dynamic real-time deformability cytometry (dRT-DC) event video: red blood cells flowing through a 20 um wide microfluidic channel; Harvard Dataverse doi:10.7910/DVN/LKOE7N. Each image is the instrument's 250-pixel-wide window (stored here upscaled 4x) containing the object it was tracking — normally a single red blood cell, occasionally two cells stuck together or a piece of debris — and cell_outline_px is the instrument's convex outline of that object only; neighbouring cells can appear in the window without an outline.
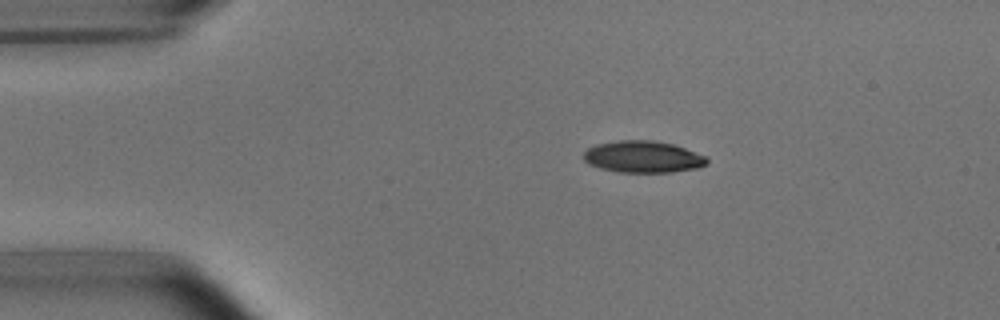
{"species": "common noctule bat (a hibernating species)", "species_latin": "Nyctalus noctula", "temperature_condition": "room temperature", "stored_images_in_passage": 3, "camera_frame_rate_fps": 3000, "um_per_image_px": 0.085, "animal": {"sex": "male", "body_mass_g": 15.6}, "frame": {"image": 1, "passage_image": 1, "time_ms": 0.0, "image_size_px": [1000, 320], "cell_outline_px": [[708, 164], [700, 168], [672, 172], [616, 172], [600, 168], [588, 164], [584, 160], [584, 152], [588, 148], [596, 144], [616, 140], [652, 140], [672, 144], [684, 148], [704, 156], [708, 160]], "centroid_in_image_um": [54.63, 13.33], "position_along_channel_um": 30.4, "area_um2": 22.89}}
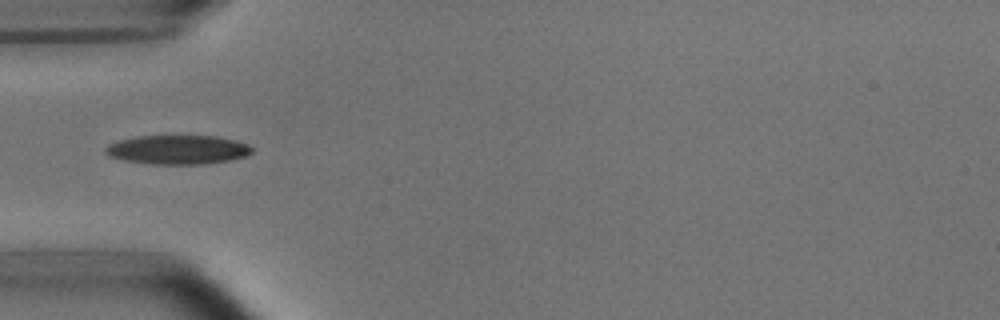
{"frame": {"image": 2, "passage_image": 3, "time_ms": 2.333, "image_size_px": [1000, 320], "cell_outline_px": [[252, 152], [244, 156], [228, 160], [204, 164], [152, 164], [124, 160], [112, 156], [104, 152], [104, 148], [108, 144], [120, 140], [136, 136], [216, 136], [236, 140], [248, 144], [252, 148]], "centroid_in_image_um": [15.1, 12.72], "position_along_channel_um": 69.9, "area_um2": 24.68}}